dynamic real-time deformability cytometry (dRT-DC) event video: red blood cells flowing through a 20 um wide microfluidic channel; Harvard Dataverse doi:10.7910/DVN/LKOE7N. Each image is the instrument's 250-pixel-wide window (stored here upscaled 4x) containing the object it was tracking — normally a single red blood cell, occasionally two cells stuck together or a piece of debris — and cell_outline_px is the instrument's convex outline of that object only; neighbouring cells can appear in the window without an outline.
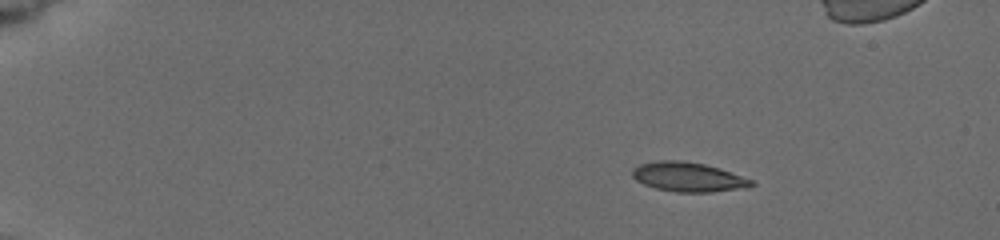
{"species": "common noctule bat (a hibernating species)", "species_latin": "Nyctalus noctula", "temperature_condition": "cold", "stored_images_in_passage": 8, "segment_of_instrument_passage": [1, 2], "camera_frame_rate_fps": 3000, "um_per_image_px": 0.085, "animal": {"sex": "female", "body_mass_g": 19.5, "forearm_length_mm": 54.1}, "frame": {"image": 1, "passage_image": 3, "time_ms": 1.667, "image_size_px": [1000, 240], "cell_outline_px": [[756, 184], [748, 188], [712, 192], [676, 192], [656, 188], [644, 184], [636, 180], [632, 176], [632, 168], [640, 164], [660, 160], [680, 160], [704, 164], [720, 168], [752, 180]], "centroid_in_image_um": [58.51, 15.05], "position_along_channel_um": 26.5, "area_um2": 20.46}}
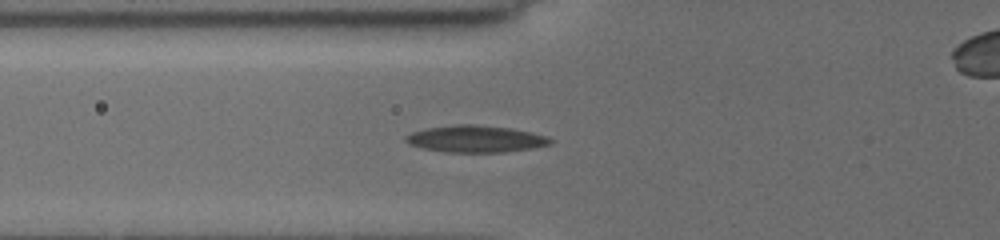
{"frame": {"image": 2, "passage_image": 7, "time_ms": 6.0, "image_size_px": [1000, 240], "cell_outline_px": [[552, 144], [532, 148], [504, 152], [444, 152], [424, 148], [408, 144], [404, 140], [404, 136], [412, 132], [428, 128], [456, 124], [476, 124], [508, 128], [528, 132], [544, 136], [552, 140]], "centroid_in_image_um": [40.37, 11.81], "position_along_channel_um": 85.4, "area_um2": 22.43}}